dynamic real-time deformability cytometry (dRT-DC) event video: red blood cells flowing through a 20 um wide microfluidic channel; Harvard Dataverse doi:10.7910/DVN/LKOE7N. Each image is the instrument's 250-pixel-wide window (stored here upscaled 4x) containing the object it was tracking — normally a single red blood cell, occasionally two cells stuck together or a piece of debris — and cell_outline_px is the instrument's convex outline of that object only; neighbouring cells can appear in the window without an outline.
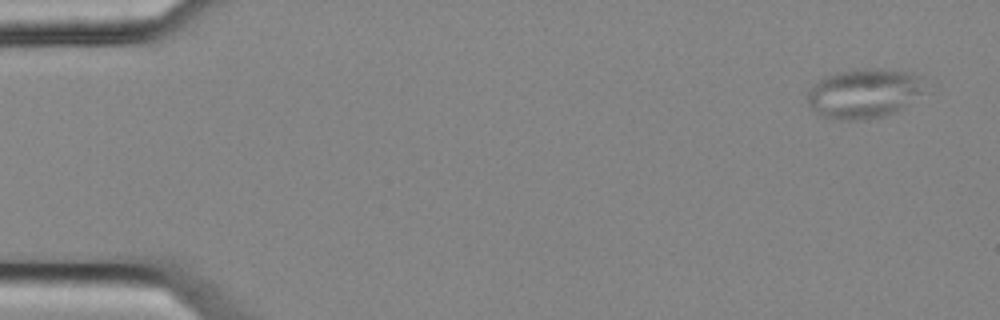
{"species": "common noctule bat (a hibernating species)", "species_latin": "Nyctalus noctula", "temperature_condition": "cold", "stored_images_in_passage": 5, "camera_frame_rate_fps": 3000, "um_per_image_px": 0.085, "animal": {"sex": "female", "body_mass_g": 25.1}, "frame": {"image": 1, "passage_image": 1, "time_ms": 0.0, "image_size_px": [1000, 320], "cell_outline_px": [[924, 92], [896, 112], [884, 116], [864, 120], [840, 120], [820, 116], [808, 104], [808, 92], [824, 76], [836, 72], [856, 68], [880, 68], [908, 72], [924, 76]], "centroid_in_image_um": [73.47, 7.93], "position_along_channel_um": 11.5, "area_um2": 34.22}}